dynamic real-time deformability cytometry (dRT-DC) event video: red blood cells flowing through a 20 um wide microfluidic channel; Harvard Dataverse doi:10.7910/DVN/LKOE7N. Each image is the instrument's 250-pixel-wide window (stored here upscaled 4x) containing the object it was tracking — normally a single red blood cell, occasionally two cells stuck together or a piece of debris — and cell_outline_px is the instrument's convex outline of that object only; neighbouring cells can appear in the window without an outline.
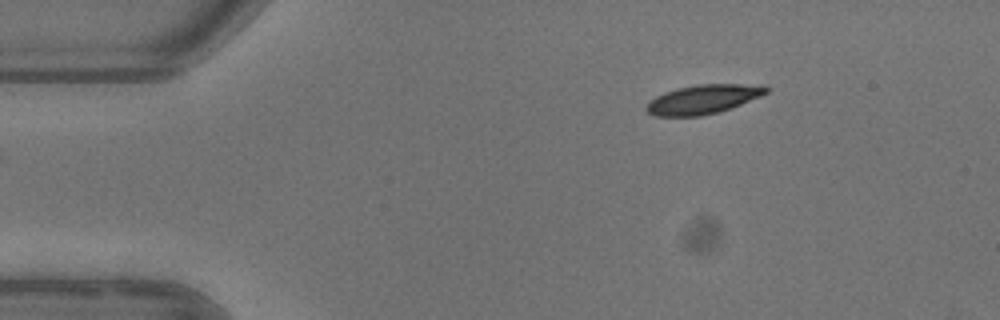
{"species": "common noctule bat (a hibernating species)", "species_latin": "Nyctalus noctula", "temperature_condition": "warm", "stored_images_in_passage": 3, "camera_frame_rate_fps": 3000, "um_per_image_px": 0.085, "animal": {"sex": "female"}, "frame": {"image": 1, "passage_image": 3, "time_ms": 2.667, "image_size_px": [1000, 320], "cell_outline_px": [[768, 92], [760, 96], [740, 104], [716, 112], [700, 116], [652, 116], [644, 108], [648, 100], [664, 92], [676, 88], [696, 84], [740, 84], [768, 88]], "centroid_in_image_um": [59.64, 8.44], "position_along_channel_um": 25.4, "area_um2": 20.06}}